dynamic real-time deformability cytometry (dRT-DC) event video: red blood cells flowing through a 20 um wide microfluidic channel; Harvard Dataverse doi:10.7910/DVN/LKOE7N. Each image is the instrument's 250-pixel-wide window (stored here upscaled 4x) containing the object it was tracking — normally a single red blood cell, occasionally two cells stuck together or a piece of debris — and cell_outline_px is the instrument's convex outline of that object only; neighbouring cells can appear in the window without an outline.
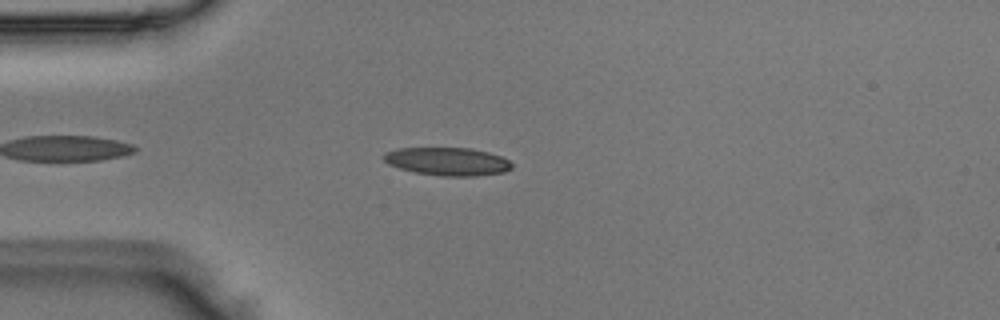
{"species": "Egyptian fruit bat (a non-hibernating species)", "species_latin": "Rousettus aegyptiacus", "temperature_condition": "room temperature", "stored_images_in_passage": 36, "camera_frame_rate_fps": 3000, "um_per_image_px": 0.085, "animal": {"sex": "male"}, "frame": {"image": 1, "passage_image": 5, "time_ms": 1.333, "image_size_px": [1000, 320], "cell_outline_px": [[512, 168], [504, 172], [476, 176], [440, 176], [416, 172], [400, 168], [388, 164], [380, 156], [384, 152], [396, 148], [468, 148], [488, 152], [500, 156], [508, 160], [512, 164]], "centroid_in_image_um": [38.0, 13.72], "position_along_channel_um": 47.0, "area_um2": 20.98}}
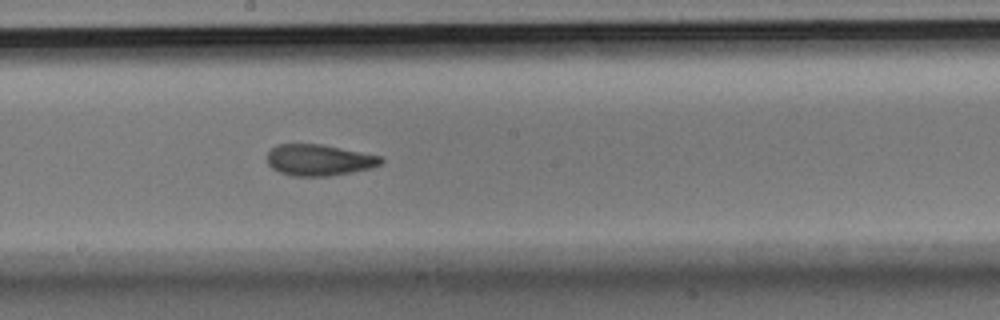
{"frame": {"image": 2, "passage_image": 19, "time_ms": 6.0, "image_size_px": [1000, 320], "cell_outline_px": [[384, 160], [380, 164], [372, 168], [352, 172], [328, 176], [292, 176], [280, 172], [272, 168], [268, 164], [268, 152], [276, 144], [320, 144], [380, 156]], "centroid_in_image_um": [27.1, 13.61], "position_along_channel_um": 221.1, "area_um2": 20.58}}
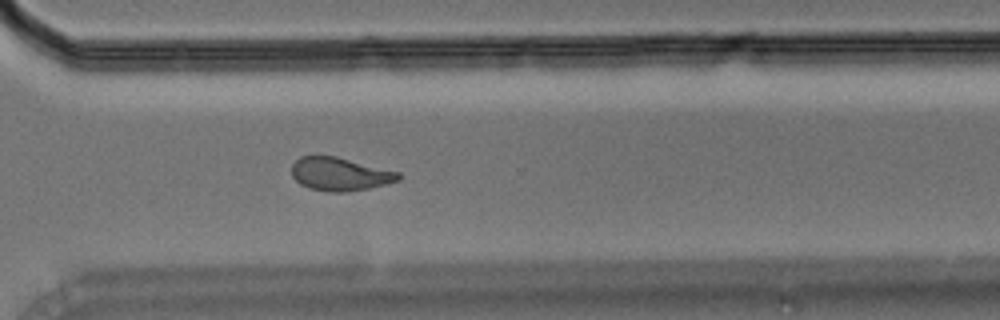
{"frame": {"image": 3, "passage_image": 28, "time_ms": 9.0, "image_size_px": [1000, 320], "cell_outline_px": [[400, 180], [368, 188], [348, 192], [328, 192], [308, 188], [300, 184], [292, 176], [292, 164], [300, 156], [336, 156], [400, 172]], "centroid_in_image_um": [28.88, 14.8], "position_along_channel_um": 341.7, "area_um2": 20.69}}